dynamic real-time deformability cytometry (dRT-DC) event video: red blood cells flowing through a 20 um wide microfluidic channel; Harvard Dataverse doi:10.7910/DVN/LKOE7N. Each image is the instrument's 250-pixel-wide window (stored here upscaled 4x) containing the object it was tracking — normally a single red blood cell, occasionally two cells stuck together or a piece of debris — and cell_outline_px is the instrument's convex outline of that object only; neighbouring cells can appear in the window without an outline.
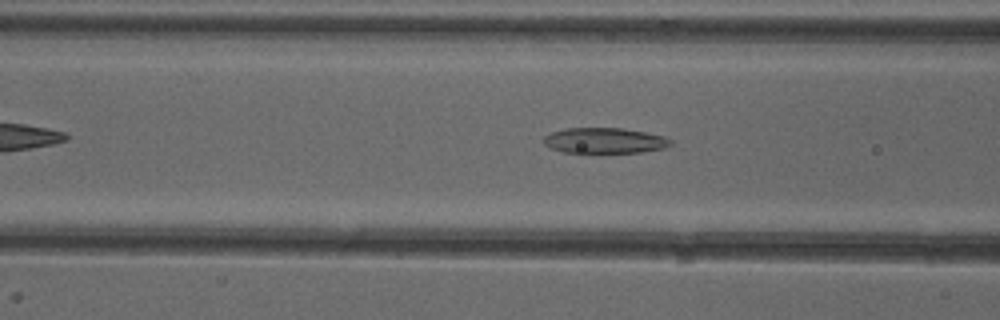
{"species": "common noctule bat (a hibernating species)", "species_latin": "Nyctalus noctula", "temperature_condition": "cold", "stored_images_in_passage": 42, "camera_frame_rate_fps": 3000, "um_per_image_px": 0.085, "animal": {"sex": "female"}, "frame": {"image": 1, "passage_image": 11, "time_ms": 3.333, "image_size_px": [1000, 320], "cell_outline_px": [[672, 144], [664, 148], [640, 152], [564, 152], [552, 148], [544, 144], [544, 136], [552, 132], [568, 128], [624, 128], [664, 136], [672, 140]], "centroid_in_image_um": [51.41, 11.94], "position_along_channel_um": 115.2, "area_um2": 18.67}}
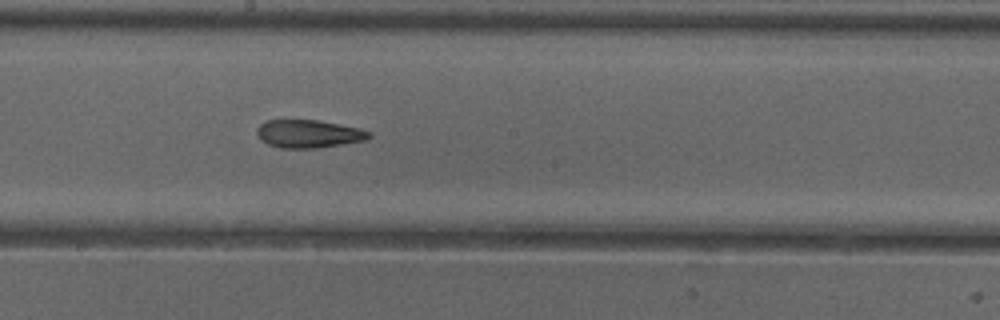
{"frame": {"image": 2, "passage_image": 19, "time_ms": 6.0, "image_size_px": [1000, 320], "cell_outline_px": [[372, 136], [364, 140], [316, 148], [280, 148], [268, 144], [260, 140], [256, 136], [256, 128], [260, 124], [268, 120], [316, 120], [360, 128], [372, 132]], "centroid_in_image_um": [26.19, 11.37], "position_along_channel_um": 222.0, "area_um2": 18.26}}
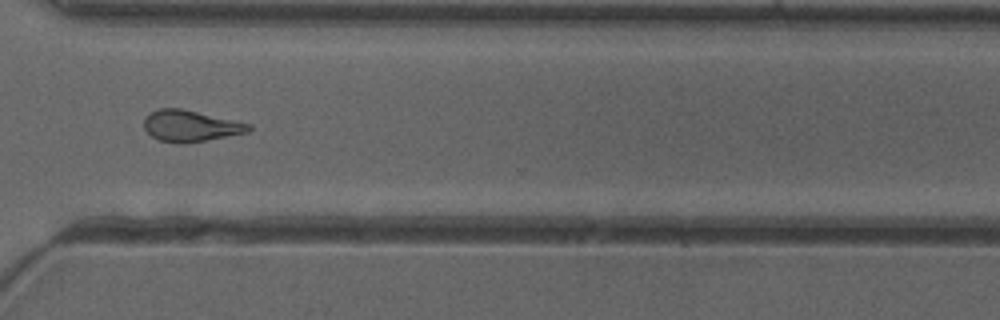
{"frame": {"image": 3, "passage_image": 29, "time_ms": 9.333, "image_size_px": [1000, 320], "cell_outline_px": [[252, 128], [248, 132], [184, 144], [176, 144], [160, 140], [152, 136], [144, 128], [144, 120], [152, 112], [160, 108], [180, 108], [252, 124]], "centroid_in_image_um": [16.2, 10.71], "position_along_channel_um": 354.4, "area_um2": 18.9}, "authors_computed_cell_mechanics": {"area_um2": 18.9584, "velocity_mm_per_s": 3.9895, "shape_relaxation_time_tau1_ms": 9.6088, "shape_relaxation_time_tau2_ms": 3.9893, "deformation_change_tau1": 0.2244, "deformation_change_tau2": 0.1483}}